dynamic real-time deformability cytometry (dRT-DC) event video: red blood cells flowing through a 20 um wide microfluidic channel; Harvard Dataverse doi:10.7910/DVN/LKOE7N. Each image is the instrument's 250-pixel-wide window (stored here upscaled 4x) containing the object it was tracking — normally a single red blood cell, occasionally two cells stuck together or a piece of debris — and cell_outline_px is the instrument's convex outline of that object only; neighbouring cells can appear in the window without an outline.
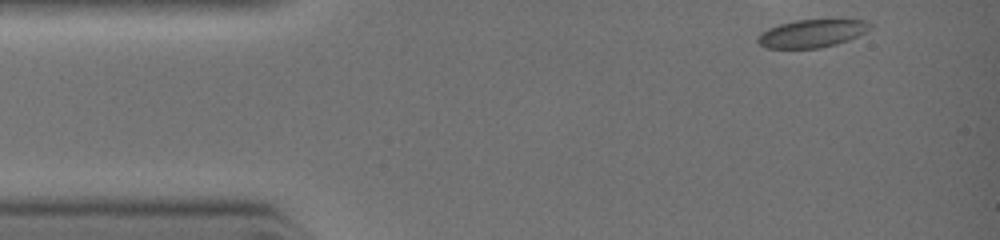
{"species": "common noctule bat (a hibernating species)", "species_latin": "Nyctalus noctula", "temperature_condition": "warm", "stored_images_in_passage": 4, "camera_frame_rate_fps": 3000, "um_per_image_px": 0.085, "animal": {"sex": "female", "body_mass_g": 19.0, "forearm_length_mm": 51.5}, "frame": {"image": 1, "passage_image": 1, "time_ms": 0.0, "image_size_px": [1000, 240], "cell_outline_px": [[872, 24], [864, 32], [848, 40], [836, 44], [816, 48], [768, 48], [760, 44], [756, 40], [760, 32], [768, 28], [780, 24], [796, 20], [828, 16], [840, 16], [868, 20]], "centroid_in_image_um": [69.09, 2.76], "position_along_channel_um": 15.9, "area_um2": 19.19}}